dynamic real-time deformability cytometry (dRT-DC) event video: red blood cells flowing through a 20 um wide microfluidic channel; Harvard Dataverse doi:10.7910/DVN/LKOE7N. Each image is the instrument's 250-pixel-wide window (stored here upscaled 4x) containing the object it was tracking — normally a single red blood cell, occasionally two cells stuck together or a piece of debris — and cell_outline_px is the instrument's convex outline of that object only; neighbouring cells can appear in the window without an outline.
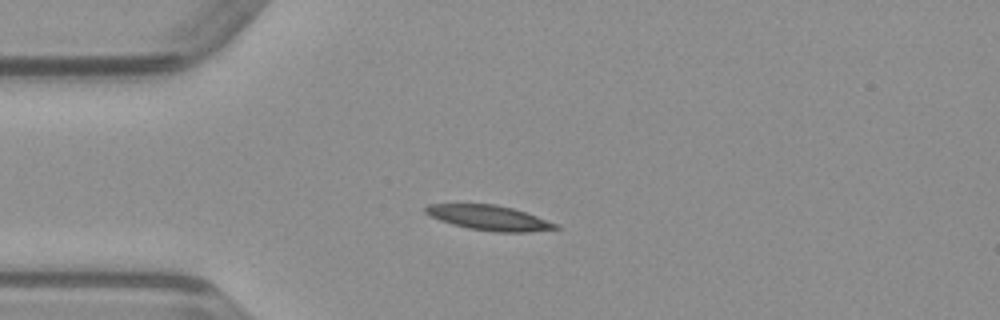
{"species": "common noctule bat (a hibernating species)", "species_latin": "Nyctalus noctula", "temperature_condition": "warm", "stored_images_in_passage": 49, "camera_frame_rate_fps": 3000, "um_per_image_px": 0.085, "animal": {"sex": "male", "body_mass_g": 23.1, "forearm_length_mm": 52.7}, "frame": {"image": 1, "passage_image": 12, "time_ms": 3.667, "image_size_px": [1000, 320], "cell_outline_px": [[560, 228], [528, 232], [496, 232], [468, 228], [452, 224], [440, 220], [424, 212], [424, 208], [428, 204], [496, 204], [512, 208], [536, 216], [556, 224]], "centroid_in_image_um": [41.54, 18.51], "position_along_channel_um": 43.5, "area_um2": 18.61}}
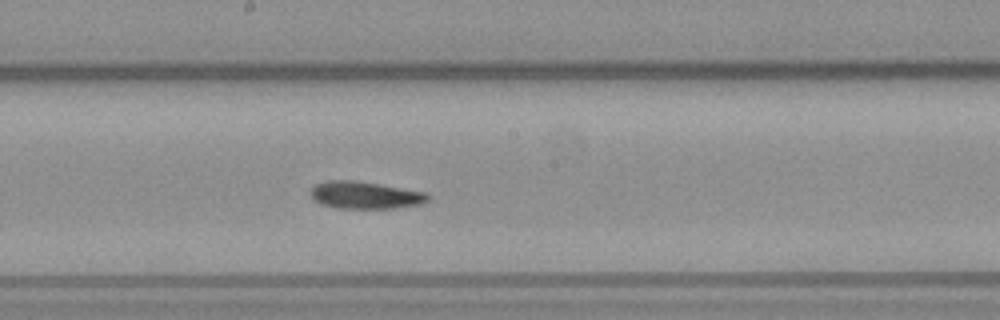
{"frame": {"image": 2, "passage_image": 26, "time_ms": 8.333, "image_size_px": [1000, 320], "cell_outline_px": [[428, 200], [420, 204], [396, 208], [336, 208], [320, 204], [312, 200], [308, 192], [316, 184], [328, 180], [356, 180], [428, 192]], "centroid_in_image_um": [30.99, 16.58], "position_along_channel_um": 217.2, "area_um2": 18.9}}
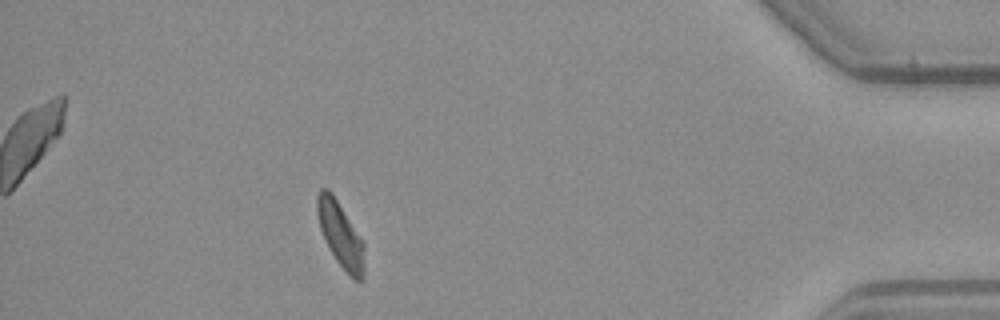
{"frame": {"image": 3, "passage_image": 44, "time_ms": 14.333, "image_size_px": [1000, 320], "cell_outline_px": [[364, 280], [352, 280], [336, 260], [320, 228], [316, 212], [316, 196], [320, 188], [328, 188], [332, 192], [364, 244]], "centroid_in_image_um": [28.93, 19.95], "position_along_channel_um": 406.3, "area_um2": 17.74}}